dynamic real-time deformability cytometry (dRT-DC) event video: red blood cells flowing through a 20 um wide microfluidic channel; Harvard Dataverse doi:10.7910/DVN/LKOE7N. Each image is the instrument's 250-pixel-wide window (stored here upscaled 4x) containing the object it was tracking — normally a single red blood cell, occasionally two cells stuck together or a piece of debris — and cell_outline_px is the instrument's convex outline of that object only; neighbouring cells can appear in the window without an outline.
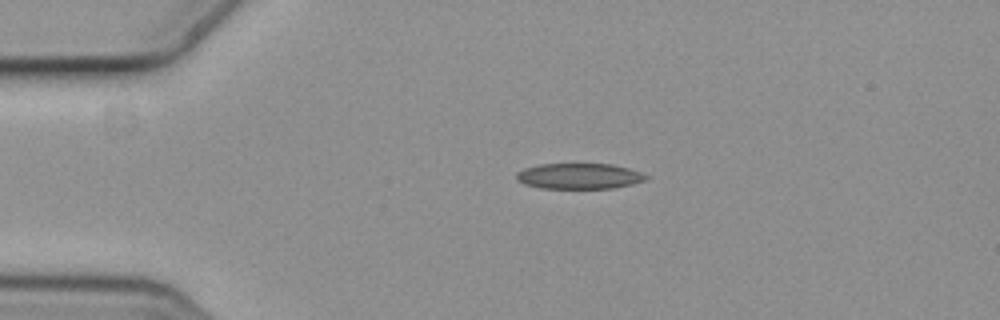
{"species": "common noctule bat (a hibernating species)", "species_latin": "Nyctalus noctula", "temperature_condition": "cold", "stored_images_in_passage": 3, "camera_frame_rate_fps": 3000, "um_per_image_px": 0.085, "animal": {"sex": "female", "body_mass_g": 19.3, "forearm_length_mm": 54.1}, "frame": {"image": 1, "passage_image": 1, "time_ms": 0.0, "image_size_px": [1000, 320], "cell_outline_px": [[648, 176], [644, 180], [632, 184], [612, 188], [540, 188], [524, 184], [516, 180], [516, 172], [524, 168], [540, 164], [612, 164], [628, 168], [640, 172]], "centroid_in_image_um": [49.18, 14.97], "position_along_channel_um": 35.8, "area_um2": 19.31}}
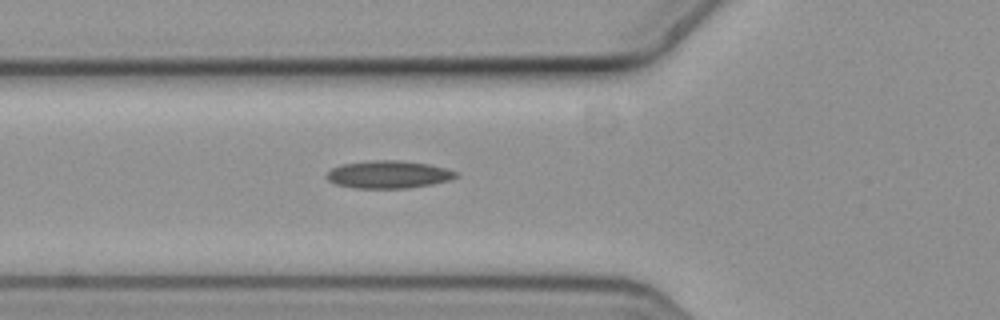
{"frame": {"image": 2, "passage_image": 3, "time_ms": 0.667, "image_size_px": [1000, 320], "cell_outline_px": [[460, 176], [448, 180], [432, 184], [408, 188], [356, 188], [336, 184], [328, 180], [324, 176], [332, 168], [340, 164], [372, 160], [400, 160], [428, 164], [444, 168], [456, 172]], "centroid_in_image_um": [32.99, 14.82], "position_along_channel_um": 92.8, "area_um2": 20.81}}